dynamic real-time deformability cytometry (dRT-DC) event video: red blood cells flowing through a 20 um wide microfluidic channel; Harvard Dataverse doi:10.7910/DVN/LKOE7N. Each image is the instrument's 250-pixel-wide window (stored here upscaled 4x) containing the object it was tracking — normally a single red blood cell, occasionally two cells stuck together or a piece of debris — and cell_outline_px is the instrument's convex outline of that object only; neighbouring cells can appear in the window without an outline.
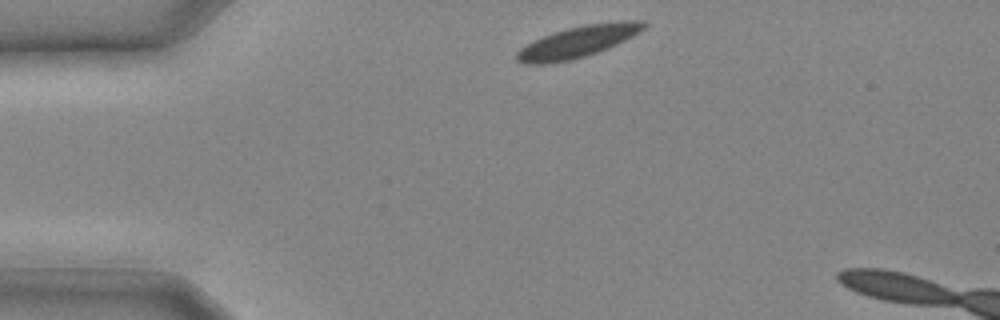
{"species": "common noctule bat (a hibernating species)", "species_latin": "Nyctalus noctula", "temperature_condition": "cold", "stored_images_in_passage": 4, "camera_frame_rate_fps": 3000, "um_per_image_px": 0.085, "animal": {"sex": "male", "body_mass_g": 20.4}, "frame": {"image": 1, "passage_image": 1, "time_ms": 0.0, "image_size_px": [1000, 320], "cell_outline_px": [[648, 24], [644, 28], [632, 36], [616, 44], [596, 52], [572, 60], [548, 64], [524, 64], [516, 60], [516, 52], [520, 48], [544, 36], [568, 28], [584, 24], [624, 20], [644, 20]], "centroid_in_image_um": [49.12, 3.54], "position_along_channel_um": 35.9, "area_um2": 23.06}}